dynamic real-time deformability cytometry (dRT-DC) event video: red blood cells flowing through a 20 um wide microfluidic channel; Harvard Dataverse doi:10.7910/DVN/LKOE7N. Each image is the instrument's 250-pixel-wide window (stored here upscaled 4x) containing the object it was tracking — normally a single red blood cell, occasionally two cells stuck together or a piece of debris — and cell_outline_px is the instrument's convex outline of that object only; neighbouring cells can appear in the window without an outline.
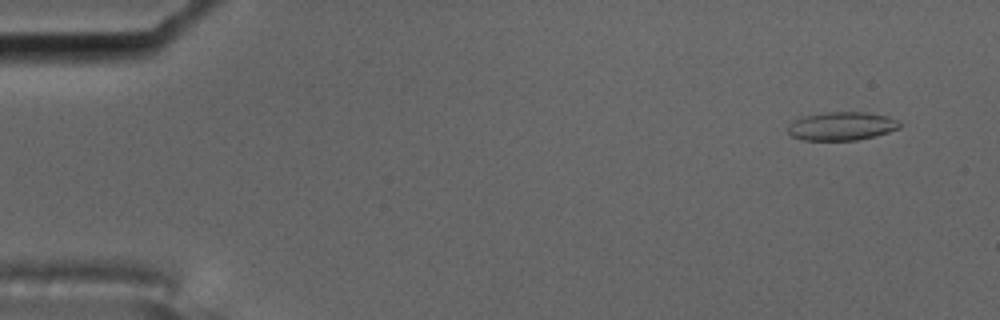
{"species": "common noctule bat (a hibernating species)", "species_latin": "Nyctalus noctula", "temperature_condition": "cold", "stored_images_in_passage": 5, "camera_frame_rate_fps": 3000, "um_per_image_px": 0.085, "animal": {"sex": "male", "body_mass_g": 17.5, "forearm_length_mm": 52.3}, "frame": {"image": 1, "passage_image": 5, "time_ms": 1.333, "image_size_px": [1000, 320], "cell_outline_px": [[900, 128], [876, 136], [856, 140], [804, 140], [792, 136], [788, 132], [788, 128], [796, 120], [804, 116], [824, 112], [864, 112], [888, 116], [900, 120]], "centroid_in_image_um": [71.6, 10.72], "position_along_channel_um": 13.4, "area_um2": 18.44}}